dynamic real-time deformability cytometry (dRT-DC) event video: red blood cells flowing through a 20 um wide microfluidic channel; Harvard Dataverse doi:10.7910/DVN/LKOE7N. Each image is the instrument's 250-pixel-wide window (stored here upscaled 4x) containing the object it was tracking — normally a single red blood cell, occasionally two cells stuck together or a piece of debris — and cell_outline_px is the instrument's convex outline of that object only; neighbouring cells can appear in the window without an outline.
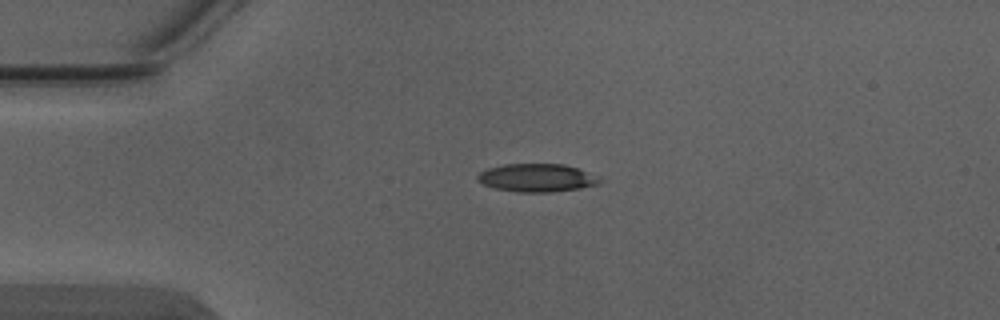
{"species": "Egyptian fruit bat (a non-hibernating species)", "species_latin": "Rousettus aegyptiacus", "temperature_condition": "warm", "stored_images_in_passage": 2, "camera_frame_rate_fps": 3000, "um_per_image_px": 0.085, "animal": {"sex": "male"}, "frame": {"image": 1, "passage_image": 1, "time_ms": 0.0, "image_size_px": [1000, 320], "cell_outline_px": [[604, 180], [600, 184], [580, 188], [552, 192], [516, 192], [492, 188], [476, 180], [476, 176], [480, 172], [488, 168], [504, 164], [564, 164], [576, 168]], "centroid_in_image_um": [45.59, 15.12], "position_along_channel_um": 39.4, "area_um2": 20.0}}